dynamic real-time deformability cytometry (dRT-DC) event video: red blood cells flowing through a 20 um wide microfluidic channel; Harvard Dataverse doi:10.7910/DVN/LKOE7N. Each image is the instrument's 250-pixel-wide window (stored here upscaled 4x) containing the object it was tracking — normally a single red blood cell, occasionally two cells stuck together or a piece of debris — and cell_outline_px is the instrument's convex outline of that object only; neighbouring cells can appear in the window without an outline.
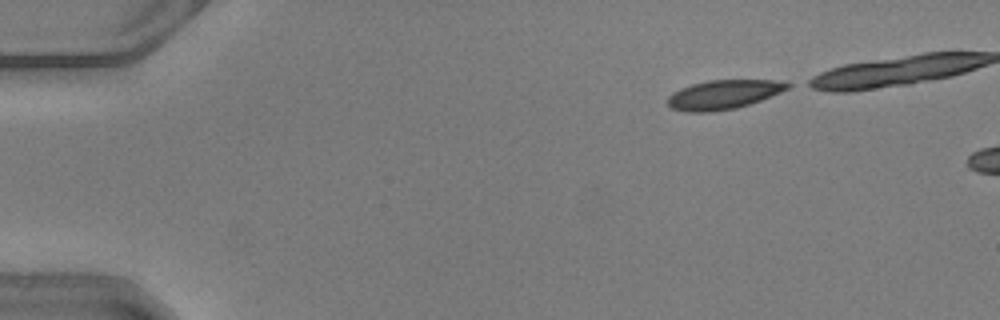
{"species": "common noctule bat (a hibernating species)", "species_latin": "Nyctalus noctula", "temperature_condition": "warm", "stored_images_in_passage": 9, "camera_frame_rate_fps": 3000, "um_per_image_px": 0.085, "animal": {"sex": "male", "body_mass_g": 20.5, "forearm_length_mm": 52.5}, "frame": {"image": 1, "passage_image": 1, "time_ms": 0.0, "image_size_px": [1000, 320], "cell_outline_px": [[792, 88], [760, 100], [736, 108], [708, 112], [688, 112], [672, 108], [668, 104], [668, 96], [672, 92], [680, 88], [692, 84], [708, 80], [772, 80], [792, 84]], "centroid_in_image_um": [61.5, 8.03], "position_along_channel_um": 23.5, "area_um2": 20.29}}
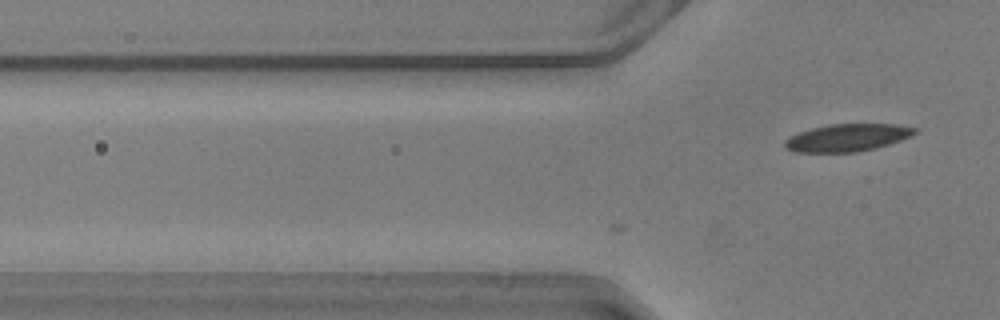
{"frame": {"image": 2, "passage_image": 9, "time_ms": 2.667, "image_size_px": [1000, 320], "cell_outline_px": [[920, 132], [912, 136], [876, 148], [856, 152], [796, 152], [784, 148], [784, 140], [800, 132], [812, 128], [828, 124], [896, 124], [920, 128]], "centroid_in_image_um": [72.08, 11.69], "position_along_channel_um": 53.7, "area_um2": 20.92}}